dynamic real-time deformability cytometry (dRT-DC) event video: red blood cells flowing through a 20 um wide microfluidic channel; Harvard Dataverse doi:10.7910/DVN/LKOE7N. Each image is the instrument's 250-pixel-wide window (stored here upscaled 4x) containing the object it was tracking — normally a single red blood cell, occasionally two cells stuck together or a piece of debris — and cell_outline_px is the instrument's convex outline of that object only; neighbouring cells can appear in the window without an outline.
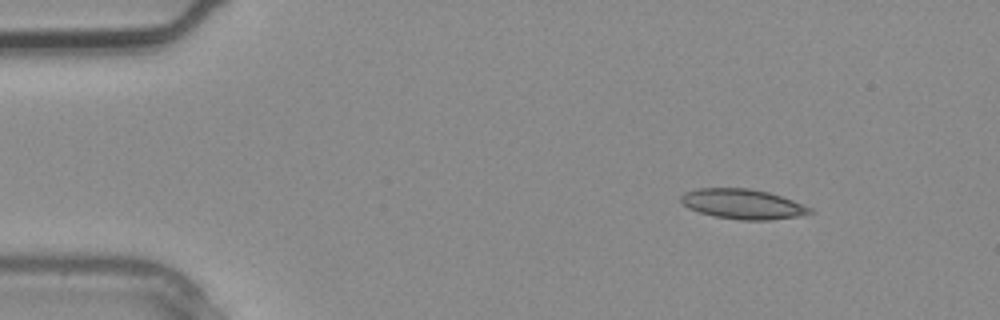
{"species": "common noctule bat (a hibernating species)", "species_latin": "Nyctalus noctula", "temperature_condition": "warm", "stored_images_in_passage": 2, "camera_frame_rate_fps": 3000, "um_per_image_px": 0.085, "animal": {"sex": "male", "body_mass_g": 20.4}, "frame": {"image": 1, "passage_image": 1, "time_ms": 0.0, "image_size_px": [1000, 320], "cell_outline_px": [[812, 212], [796, 216], [768, 220], [740, 220], [716, 216], [700, 212], [688, 208], [680, 200], [680, 196], [684, 192], [700, 188], [748, 188], [768, 192], [792, 200], [812, 208]], "centroid_in_image_um": [63.1, 17.33], "position_along_channel_um": 21.9, "area_um2": 22.2}}